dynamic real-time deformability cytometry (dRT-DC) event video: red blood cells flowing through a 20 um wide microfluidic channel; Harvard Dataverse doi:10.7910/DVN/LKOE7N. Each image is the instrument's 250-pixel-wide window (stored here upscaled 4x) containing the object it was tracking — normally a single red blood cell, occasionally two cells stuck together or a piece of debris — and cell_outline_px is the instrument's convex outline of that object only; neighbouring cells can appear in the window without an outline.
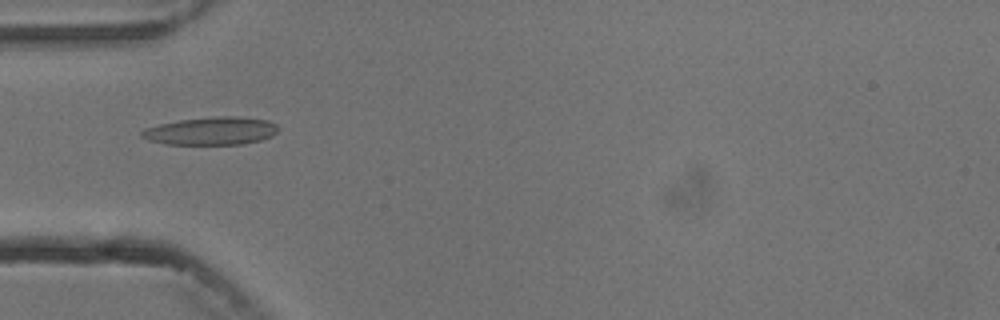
{"species": "common noctule bat (a hibernating species)", "species_latin": "Nyctalus noctula", "temperature_condition": "cold", "stored_images_in_passage": 3, "camera_frame_rate_fps": 3000, "um_per_image_px": 0.085, "animal": {"sex": "male", "body_mass_g": 13.3}, "frame": {"image": 1, "passage_image": 1, "time_ms": 0.0, "image_size_px": [1000, 320], "cell_outline_px": [[280, 128], [272, 136], [260, 140], [244, 144], [168, 144], [148, 140], [140, 136], [140, 132], [144, 128], [160, 124], [180, 120], [212, 116], [240, 116], [268, 120], [276, 124]], "centroid_in_image_um": [17.97, 11.12], "position_along_channel_um": 67.0, "area_um2": 22.31}}
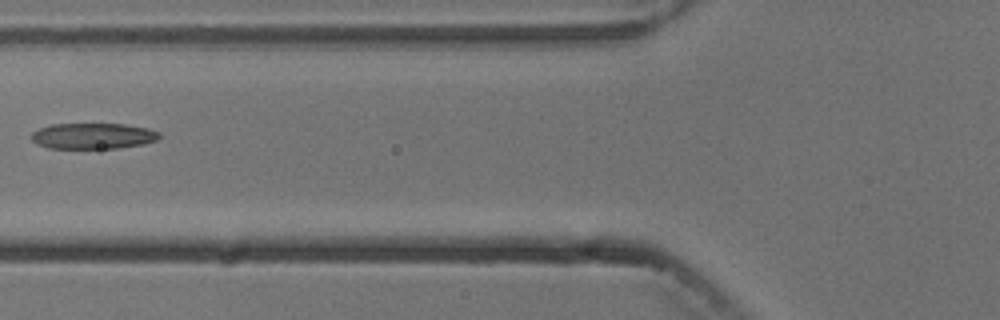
{"frame": {"image": 2, "passage_image": 2, "time_ms": 1.333, "image_size_px": [1000, 320], "cell_outline_px": [[160, 136], [156, 140], [144, 144], [120, 148], [48, 148], [36, 144], [32, 140], [32, 132], [40, 128], [52, 124], [124, 124], [148, 128], [160, 132]], "centroid_in_image_um": [7.92, 11.56], "position_along_channel_um": 117.9, "area_um2": 19.31}}
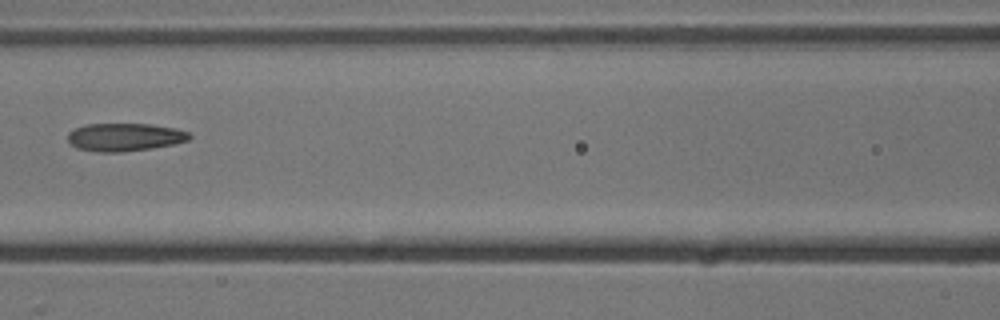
{"frame": {"image": 3, "passage_image": 3, "time_ms": 2.333, "image_size_px": [1000, 320], "cell_outline_px": [[192, 136], [188, 140], [172, 144], [152, 148], [120, 152], [100, 152], [76, 148], [68, 144], [68, 132], [84, 124], [152, 124], [176, 128], [188, 132]], "centroid_in_image_um": [10.57, 11.65], "position_along_channel_um": 156.0, "area_um2": 19.88}}